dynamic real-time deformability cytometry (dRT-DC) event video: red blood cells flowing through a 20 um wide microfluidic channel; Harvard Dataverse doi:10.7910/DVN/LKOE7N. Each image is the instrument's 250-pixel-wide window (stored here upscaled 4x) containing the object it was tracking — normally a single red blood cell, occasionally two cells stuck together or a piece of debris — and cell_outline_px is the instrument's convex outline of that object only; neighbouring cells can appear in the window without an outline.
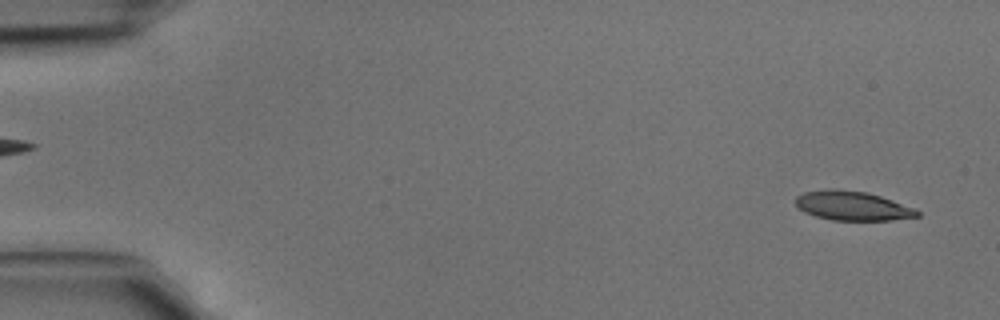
{"species": "common noctule bat (a hibernating species)", "species_latin": "Nyctalus noctula", "temperature_condition": "cold", "stored_images_in_passage": 41, "camera_frame_rate_fps": 3000, "um_per_image_px": 0.085, "animal": {"sex": "male", "body_mass_g": 15.6}, "frame": {"image": 1, "passage_image": 2, "time_ms": 0.333, "image_size_px": [1000, 320], "cell_outline_px": [[920, 216], [892, 220], [832, 220], [816, 216], [804, 212], [796, 204], [796, 196], [804, 192], [828, 188], [832, 188], [868, 192], [916, 208], [920, 212]], "centroid_in_image_um": [72.47, 17.48], "position_along_channel_um": 12.5, "area_um2": 20.81}}
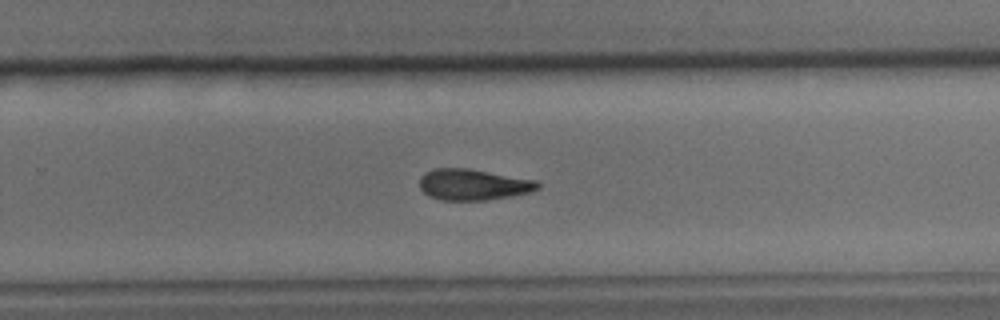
{"frame": {"image": 2, "passage_image": 29, "time_ms": 9.333, "image_size_px": [1000, 320], "cell_outline_px": [[540, 188], [532, 192], [512, 196], [484, 200], [440, 200], [428, 196], [420, 188], [420, 176], [424, 172], [432, 168], [468, 168], [536, 180], [540, 184]], "centroid_in_image_um": [40.21, 15.69], "position_along_channel_um": 289.6, "area_um2": 21.62}}
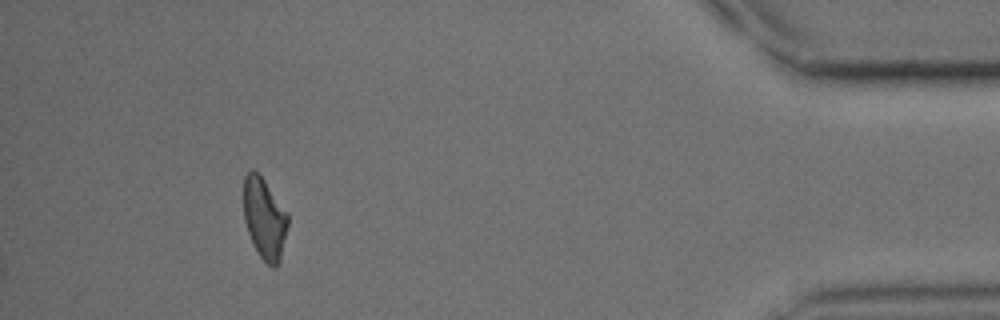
{"frame": {"image": 3, "passage_image": 41, "time_ms": 13.333, "image_size_px": [1000, 320], "cell_outline_px": [[288, 224], [280, 260], [276, 268], [272, 268], [260, 256], [248, 232], [244, 220], [244, 176], [252, 168], [264, 180], [288, 212]], "centroid_in_image_um": [22.49, 18.56], "position_along_channel_um": 412.7, "area_um2": 20.75}}